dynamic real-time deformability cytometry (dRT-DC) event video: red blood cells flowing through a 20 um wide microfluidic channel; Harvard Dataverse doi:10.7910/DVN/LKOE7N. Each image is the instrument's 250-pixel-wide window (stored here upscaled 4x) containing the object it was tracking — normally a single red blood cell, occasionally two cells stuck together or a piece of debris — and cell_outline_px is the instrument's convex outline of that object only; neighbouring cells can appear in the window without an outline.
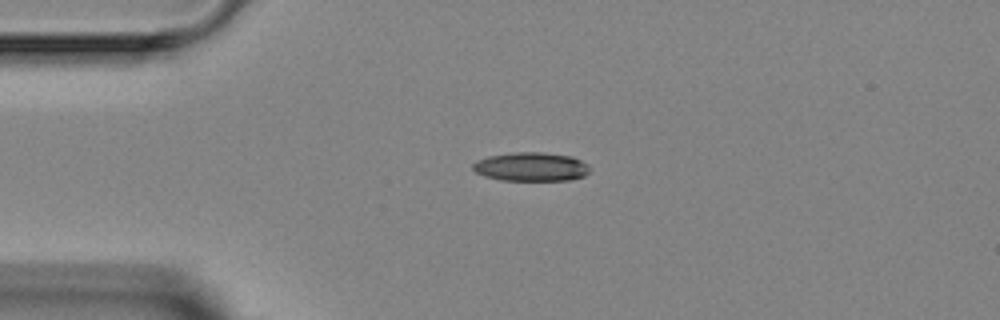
{"species": "Egyptian fruit bat (a non-hibernating species)", "species_latin": "Rousettus aegyptiacus", "temperature_condition": "room temperature", "stored_images_in_passage": 2, "camera_frame_rate_fps": 3000, "um_per_image_px": 0.085, "animal": {"sex": "female"}, "frame": {"image": 1, "passage_image": 1, "time_ms": 0.0, "image_size_px": [1000, 320], "cell_outline_px": [[592, 168], [584, 176], [568, 180], [500, 180], [484, 176], [476, 172], [472, 168], [472, 164], [476, 160], [488, 156], [512, 152], [544, 152], [572, 156], [588, 164]], "centroid_in_image_um": [45.14, 14.17], "position_along_channel_um": 39.9, "area_um2": 19.83}}